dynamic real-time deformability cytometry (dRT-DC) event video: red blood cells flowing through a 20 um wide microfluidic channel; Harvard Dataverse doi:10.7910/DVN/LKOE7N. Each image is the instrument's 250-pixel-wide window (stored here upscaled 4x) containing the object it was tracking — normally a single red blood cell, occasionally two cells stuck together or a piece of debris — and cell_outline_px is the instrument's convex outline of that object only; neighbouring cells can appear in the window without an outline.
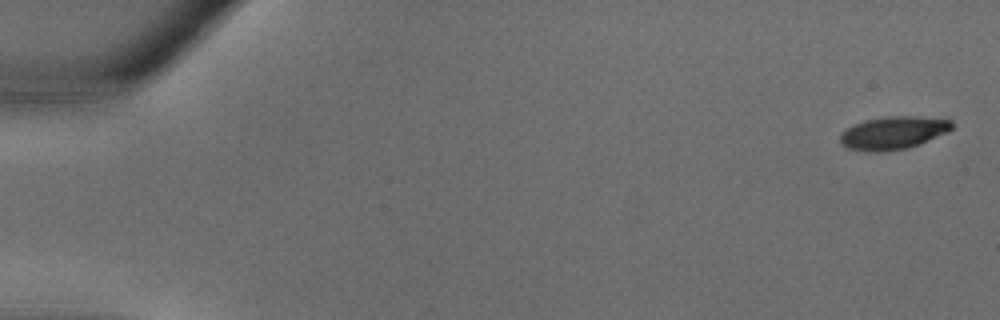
{"species": "common noctule bat (a hibernating species)", "species_latin": "Nyctalus noctula", "temperature_condition": "warm", "stored_images_in_passage": 35, "camera_frame_rate_fps": 3000, "um_per_image_px": 0.085, "animal": {"sex": "male", "body_mass_g": 18.8}, "frame": {"image": 1, "passage_image": 1, "time_ms": 0.0, "image_size_px": [1000, 320], "cell_outline_px": [[952, 128], [948, 132], [908, 148], [880, 152], [868, 152], [848, 148], [840, 144], [840, 136], [848, 128], [864, 120], [884, 116], [916, 116], [952, 120]], "centroid_in_image_um": [75.92, 11.29], "position_along_channel_um": 9.1, "area_um2": 21.33}}
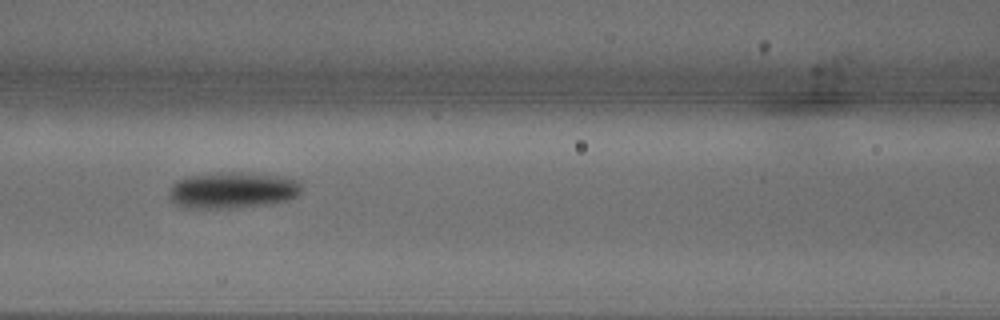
{"frame": {"image": 2, "passage_image": 16, "time_ms": 5.0, "image_size_px": [1000, 320], "cell_outline_px": [[300, 192], [296, 196], [288, 200], [268, 204], [224, 208], [192, 208], [176, 204], [172, 200], [168, 192], [172, 184], [176, 180], [184, 176], [212, 172], [256, 172], [284, 176], [300, 180]], "centroid_in_image_um": [19.77, 16.12], "position_along_channel_um": 146.8, "area_um2": 28.5}}
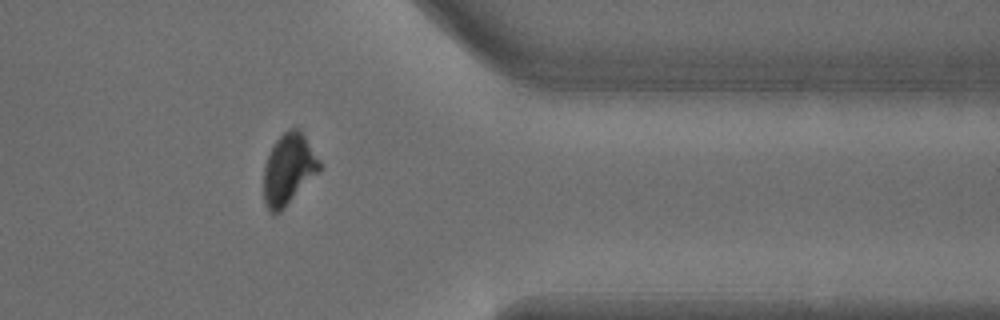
{"frame": {"image": 3, "passage_image": 29, "time_ms": 9.333, "image_size_px": [1000, 320], "cell_outline_px": [[320, 168], [284, 208], [280, 212], [272, 216], [268, 212], [264, 204], [264, 164], [276, 140], [288, 128], [300, 128], [320, 160]], "centroid_in_image_um": [24.49, 14.39], "position_along_channel_um": 386.9, "area_um2": 22.83}}